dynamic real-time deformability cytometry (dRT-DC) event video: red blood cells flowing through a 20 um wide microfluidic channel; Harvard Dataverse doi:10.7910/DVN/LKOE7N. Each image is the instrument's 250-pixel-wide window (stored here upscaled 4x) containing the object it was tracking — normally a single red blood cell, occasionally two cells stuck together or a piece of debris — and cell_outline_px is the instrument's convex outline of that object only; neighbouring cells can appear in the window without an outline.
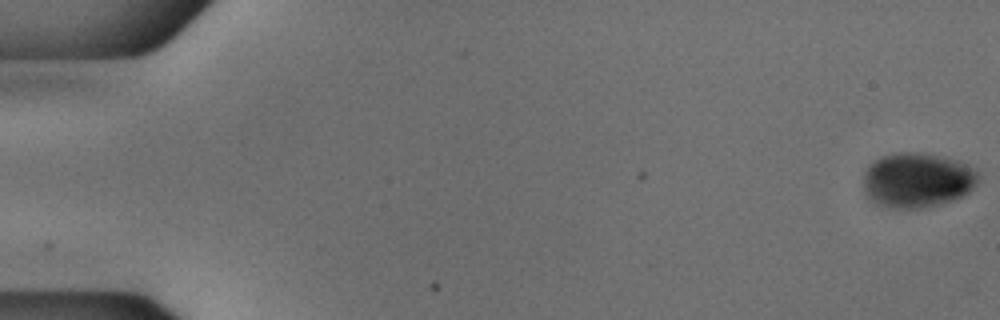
{"species": "common noctule bat (a hibernating species)", "species_latin": "Nyctalus noctula", "temperature_condition": "cold", "stored_images_in_passage": 17, "camera_frame_rate_fps": 3000, "um_per_image_px": 0.085, "animal": {"sex": "male", "body_mass_g": 18.8}, "frame": {"image": 1, "passage_image": 1, "time_ms": 0.0, "image_size_px": [1000, 320], "cell_outline_px": [[980, 176], [976, 184], [964, 196], [940, 204], [920, 208], [888, 208], [872, 204], [868, 200], [864, 192], [864, 172], [868, 164], [872, 160], [896, 152], [924, 152], [956, 160], [968, 164], [976, 168]], "centroid_in_image_um": [77.94, 15.31], "position_along_channel_um": 7.1, "area_um2": 37.51}}
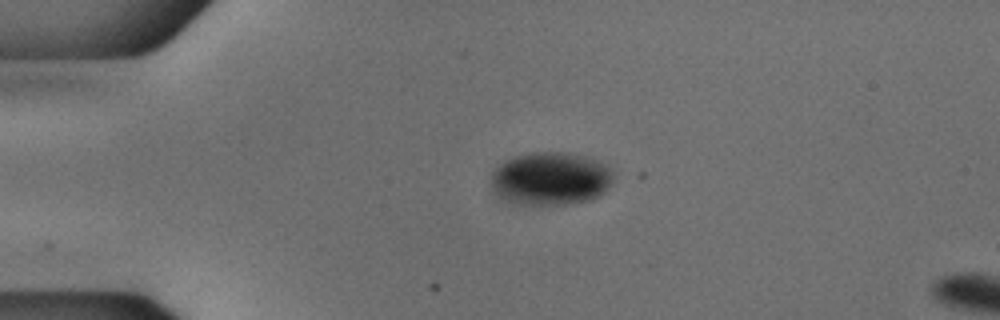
{"frame": {"image": 2, "passage_image": 13, "time_ms": 4.0, "image_size_px": [1000, 320], "cell_outline_px": [[612, 184], [600, 196], [592, 200], [564, 204], [520, 204], [508, 200], [500, 196], [492, 188], [492, 172], [504, 160], [516, 156], [532, 152], [568, 152], [588, 156], [612, 168]], "centroid_in_image_um": [46.85, 15.17], "position_along_channel_um": 38.2, "area_um2": 37.92}}